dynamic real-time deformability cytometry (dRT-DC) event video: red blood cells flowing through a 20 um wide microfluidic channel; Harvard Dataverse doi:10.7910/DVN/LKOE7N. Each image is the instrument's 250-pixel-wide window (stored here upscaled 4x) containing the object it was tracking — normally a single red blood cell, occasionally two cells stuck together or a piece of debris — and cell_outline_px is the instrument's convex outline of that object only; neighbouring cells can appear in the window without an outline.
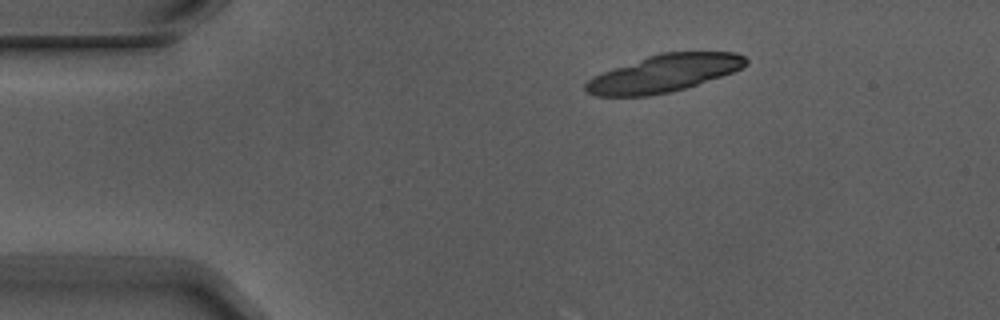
{"species": "Egyptian fruit bat (a non-hibernating species)", "species_latin": "Rousettus aegyptiacus", "temperature_condition": "warm", "stored_images_in_passage": 3, "camera_frame_rate_fps": 3000, "um_per_image_px": 0.085, "animal": {"sex": "male"}, "frame": {"image": 1, "passage_image": 3, "time_ms": 0.667, "image_size_px": [1000, 320], "cell_outline_px": [[748, 64], [732, 72], [684, 88], [668, 92], [648, 96], [596, 96], [588, 92], [584, 88], [584, 84], [592, 76], [600, 72], [660, 52], [736, 52], [744, 56], [748, 60]], "centroid_in_image_um": [56.4, 6.23], "position_along_channel_um": 28.6, "area_um2": 34.56}}